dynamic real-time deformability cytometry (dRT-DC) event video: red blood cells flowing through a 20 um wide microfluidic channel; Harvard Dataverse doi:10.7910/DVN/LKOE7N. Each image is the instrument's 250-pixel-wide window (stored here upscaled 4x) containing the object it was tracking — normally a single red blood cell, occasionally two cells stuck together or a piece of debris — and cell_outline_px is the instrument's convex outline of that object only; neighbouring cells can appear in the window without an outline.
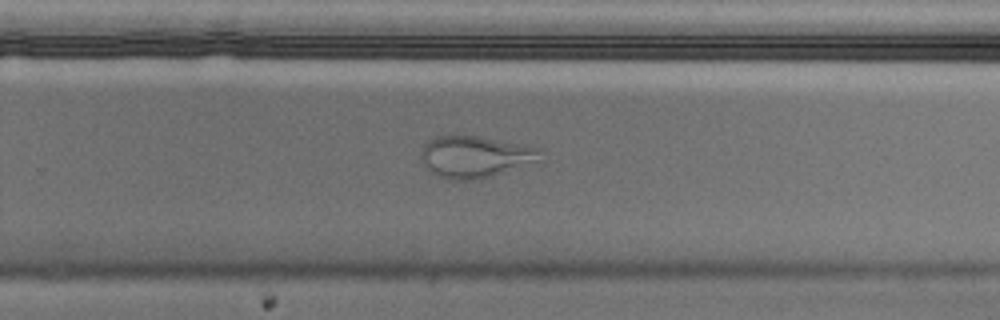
{"species": "Egyptian fruit bat (a non-hibernating species)", "species_latin": "Rousettus aegyptiacus", "temperature_condition": "cold", "stored_images_in_passage": 45, "camera_frame_rate_fps": 3000, "um_per_image_px": 0.085, "animal": {"sex": "male"}, "frame": {"image": 1, "passage_image": 26, "time_ms": 8.333, "image_size_px": [1000, 320], "cell_outline_px": [[544, 164], [476, 180], [448, 180], [428, 172], [424, 168], [420, 160], [420, 152], [424, 144], [428, 140], [436, 136], [480, 136], [540, 148], [544, 152]], "centroid_in_image_um": [40.5, 13.36], "position_along_channel_um": 289.3, "area_um2": 30.52}, "authors_computed_cell_mechanics": {"area_um2": 29.0734, "velocity_mm_per_s": 3.544, "shape_relaxation_time_tau1_ms": null, "shape_relaxation_time_tau2_ms": 1.0126, "deformation_change_tau1": null, "deformation_change_tau2": 0.0765}}